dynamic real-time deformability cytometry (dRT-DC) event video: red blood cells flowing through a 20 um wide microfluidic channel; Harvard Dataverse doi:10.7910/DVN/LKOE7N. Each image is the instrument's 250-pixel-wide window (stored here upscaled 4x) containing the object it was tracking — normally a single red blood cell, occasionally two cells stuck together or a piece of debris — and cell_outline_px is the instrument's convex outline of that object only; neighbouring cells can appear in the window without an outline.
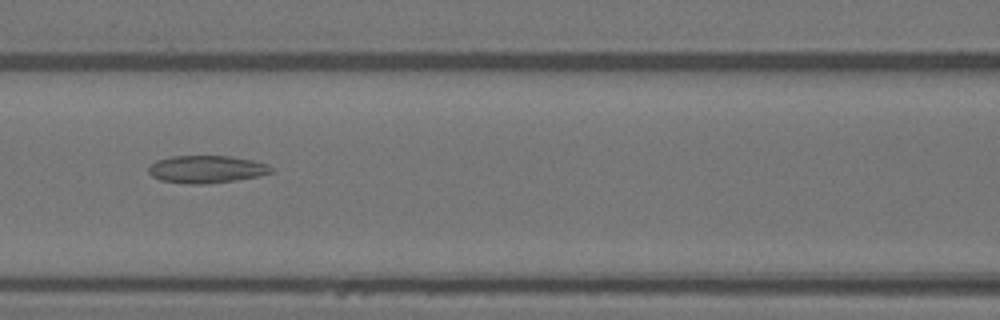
{"species": "Egyptian fruit bat (a non-hibernating species)", "species_latin": "Rousettus aegyptiacus", "temperature_condition": "warm", "stored_images_in_passage": 52, "segment_of_instrument_passage": [1, 2], "camera_frame_rate_fps": 3000, "um_per_image_px": 0.085, "animal": {"sex": "female"}, "frame": {"image": 1, "passage_image": 23, "time_ms": 7.333, "image_size_px": [1000, 320], "cell_outline_px": [[276, 172], [236, 180], [204, 184], [188, 184], [160, 180], [152, 176], [148, 172], [148, 168], [156, 160], [172, 156], [228, 156], [252, 160], [268, 164], [276, 168]], "centroid_in_image_um": [17.59, 14.38], "position_along_channel_um": 149.0, "area_um2": 19.77}}
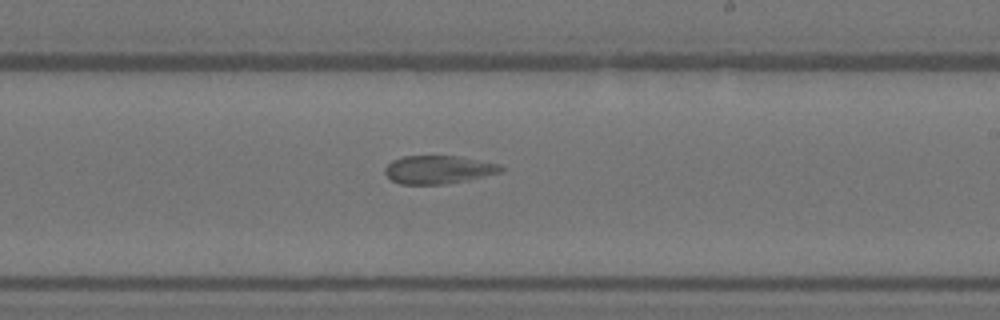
{"frame": {"image": 2, "passage_image": 31, "time_ms": 10.0, "image_size_px": [1000, 320], "cell_outline_px": [[504, 172], [468, 180], [448, 184], [400, 184], [392, 180], [384, 172], [384, 168], [392, 160], [404, 156], [460, 156], [500, 164], [504, 168]], "centroid_in_image_um": [37.31, 14.42], "position_along_channel_um": 251.7, "area_um2": 19.25}}
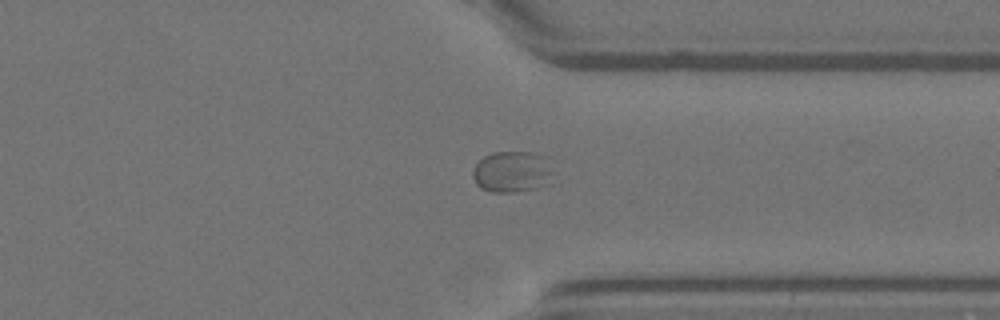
{"frame": {"image": 3, "passage_image": 40, "time_ms": 13.0, "image_size_px": [1000, 320], "cell_outline_px": [[556, 172], [536, 188], [512, 192], [492, 192], [480, 188], [476, 184], [472, 176], [472, 172], [476, 164], [484, 156], [492, 152], [532, 152], [548, 156]], "centroid_in_image_um": [43.54, 14.57], "position_along_channel_um": 367.9, "area_um2": 19.54}}